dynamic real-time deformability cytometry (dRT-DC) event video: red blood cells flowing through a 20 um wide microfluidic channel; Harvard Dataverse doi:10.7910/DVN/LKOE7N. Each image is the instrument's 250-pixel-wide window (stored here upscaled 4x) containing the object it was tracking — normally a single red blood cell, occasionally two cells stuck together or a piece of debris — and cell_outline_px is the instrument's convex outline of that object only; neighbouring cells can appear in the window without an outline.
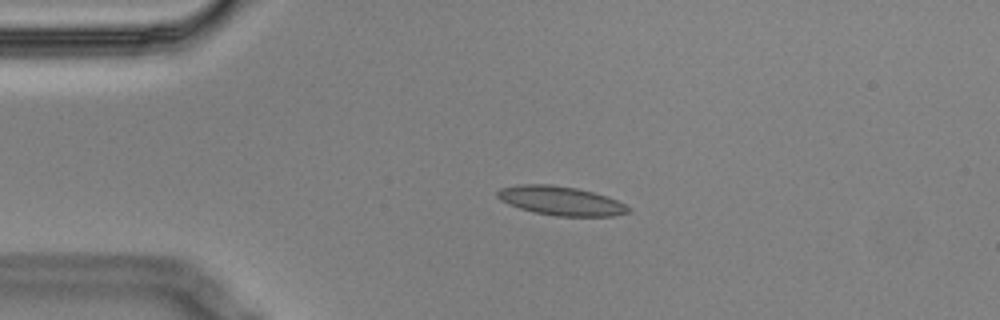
{"species": "Egyptian fruit bat (a non-hibernating species)", "species_latin": "Rousettus aegyptiacus", "temperature_condition": "cold", "stored_images_in_passage": 4, "camera_frame_rate_fps": 3000, "um_per_image_px": 0.085, "animal": {"sex": "male"}, "frame": {"image": 1, "passage_image": 3, "time_ms": 0.667, "image_size_px": [1000, 320], "cell_outline_px": [[632, 212], [612, 216], [556, 216], [532, 212], [508, 204], [500, 200], [496, 196], [496, 192], [500, 188], [520, 184], [552, 184], [576, 188], [592, 192], [616, 200], [632, 208]], "centroid_in_image_um": [47.65, 17.07], "position_along_channel_um": 37.4, "area_um2": 22.2}}